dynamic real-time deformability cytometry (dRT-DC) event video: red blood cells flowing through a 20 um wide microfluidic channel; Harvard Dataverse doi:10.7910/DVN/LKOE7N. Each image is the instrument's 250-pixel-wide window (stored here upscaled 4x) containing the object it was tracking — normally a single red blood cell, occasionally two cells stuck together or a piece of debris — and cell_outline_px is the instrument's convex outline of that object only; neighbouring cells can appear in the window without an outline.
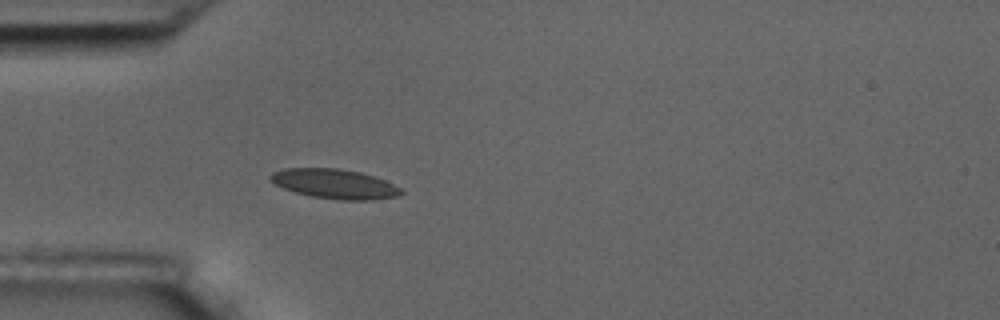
{"species": "common noctule bat (a hibernating species)", "species_latin": "Nyctalus noctula", "temperature_condition": "room temperature", "stored_images_in_passage": 42, "camera_frame_rate_fps": 3000, "um_per_image_px": 0.085, "animal": {"sex": "male", "body_mass_g": 17.5, "forearm_length_mm": 52.3}, "frame": {"image": 1, "passage_image": 2, "time_ms": 0.333, "image_size_px": [1000, 320], "cell_outline_px": [[404, 192], [400, 196], [372, 200], [340, 200], [312, 196], [296, 192], [284, 188], [276, 184], [268, 176], [272, 172], [284, 168], [336, 168], [360, 172], [384, 180], [400, 188]], "centroid_in_image_um": [28.45, 15.63], "position_along_channel_um": 56.5, "area_um2": 22.37}}
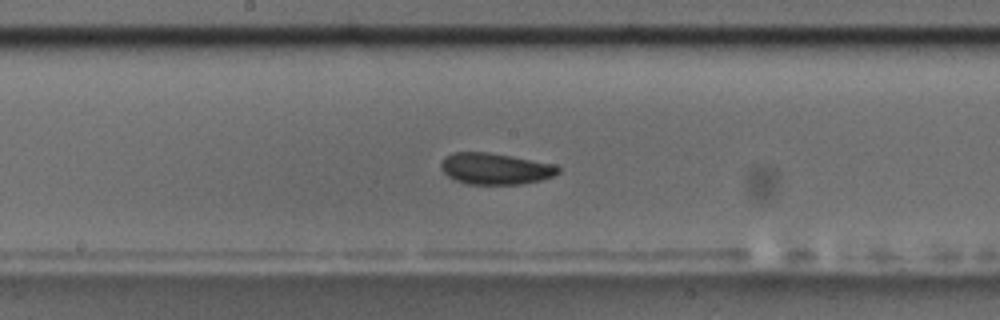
{"frame": {"image": 2, "passage_image": 15, "time_ms": 4.667, "image_size_px": [1000, 320], "cell_outline_px": [[560, 172], [552, 176], [540, 180], [520, 184], [468, 184], [456, 180], [448, 176], [440, 168], [440, 164], [444, 156], [452, 152], [488, 152], [512, 156], [556, 164], [560, 168]], "centroid_in_image_um": [42.09, 14.33], "position_along_channel_um": 206.1, "area_um2": 21.5}}
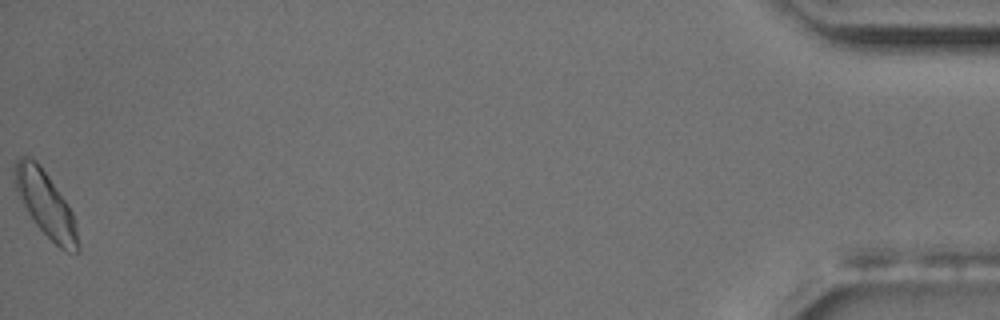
{"frame": {"image": 3, "passage_image": 42, "time_ms": 13.667, "image_size_px": [1000, 320], "cell_outline_px": [[80, 252], [68, 252], [60, 248], [36, 224], [28, 212], [16, 188], [12, 172], [16, 160], [20, 156], [24, 156], [36, 160], [48, 176], [68, 204], [72, 212], [80, 244]], "centroid_in_image_um": [3.89, 17.34], "position_along_channel_um": 431.3, "area_um2": 23.58}, "authors_computed_cell_mechanics": {"area_um2": 21.3282, "velocity_mm_per_s": 3.5799, "shape_relaxation_time_tau1_ms": 3.844, "shape_relaxation_time_tau2_ms": 2.7794, "deformation_change_tau1": 0.069, "deformation_change_tau2": 0.0627}}